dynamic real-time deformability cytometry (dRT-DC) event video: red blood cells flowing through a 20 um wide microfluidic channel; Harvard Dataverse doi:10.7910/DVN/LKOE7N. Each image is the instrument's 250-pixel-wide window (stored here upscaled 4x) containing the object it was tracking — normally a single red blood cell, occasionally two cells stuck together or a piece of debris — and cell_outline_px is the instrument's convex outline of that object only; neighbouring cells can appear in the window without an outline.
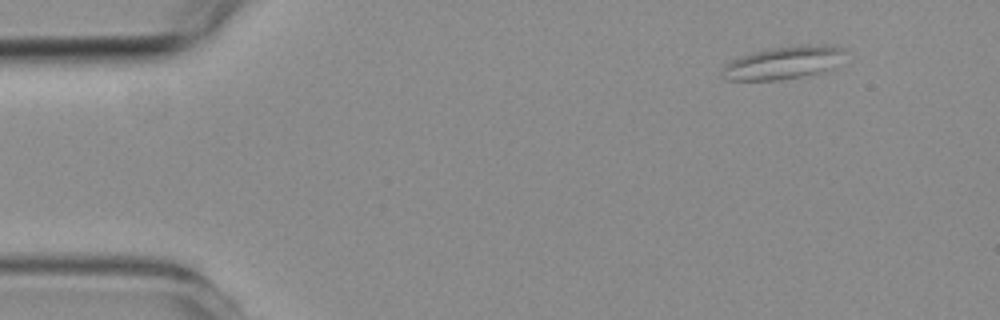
{"species": "common noctule bat (a hibernating species)", "species_latin": "Nyctalus noctula", "temperature_condition": "room temperature", "stored_images_in_passage": 4, "camera_frame_rate_fps": 3000, "um_per_image_px": 0.085, "animal": {"sex": "female", "body_mass_g": 19.3, "forearm_length_mm": 54.1}, "frame": {"image": 1, "passage_image": 1, "time_ms": 0.0, "image_size_px": [1000, 320], "cell_outline_px": [[844, 48], [832, 72], [780, 80], [728, 80], [720, 76], [720, 72], [732, 60], [756, 52], [776, 48], [820, 44], [824, 44]], "centroid_in_image_um": [66.62, 5.38], "position_along_channel_um": 18.4, "area_um2": 23.12}}